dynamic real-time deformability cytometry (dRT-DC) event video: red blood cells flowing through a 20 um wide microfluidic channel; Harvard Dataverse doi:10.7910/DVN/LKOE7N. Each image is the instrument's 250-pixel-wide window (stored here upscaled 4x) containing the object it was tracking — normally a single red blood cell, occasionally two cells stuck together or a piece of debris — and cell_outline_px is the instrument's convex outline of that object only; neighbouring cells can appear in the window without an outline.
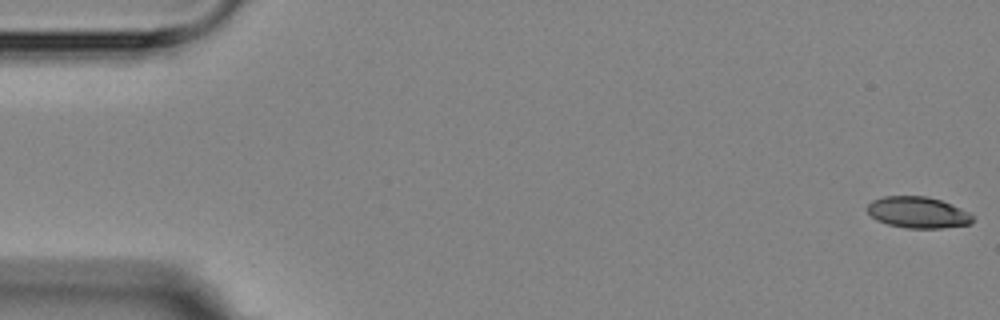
{"species": "Egyptian fruit bat (a non-hibernating species)", "species_latin": "Rousettus aegyptiacus", "temperature_condition": "room temperature", "stored_images_in_passage": 6, "camera_frame_rate_fps": 3000, "um_per_image_px": 0.085, "animal": {"sex": "female"}, "frame": {"image": 1, "passage_image": 1, "time_ms": 0.0, "image_size_px": [1000, 320], "cell_outline_px": [[972, 224], [940, 228], [908, 228], [888, 224], [876, 220], [864, 208], [872, 200], [884, 196], [924, 196], [940, 200], [952, 204], [968, 212], [972, 216]], "centroid_in_image_um": [77.99, 18.05], "position_along_channel_um": 7.0, "area_um2": 19.19}}
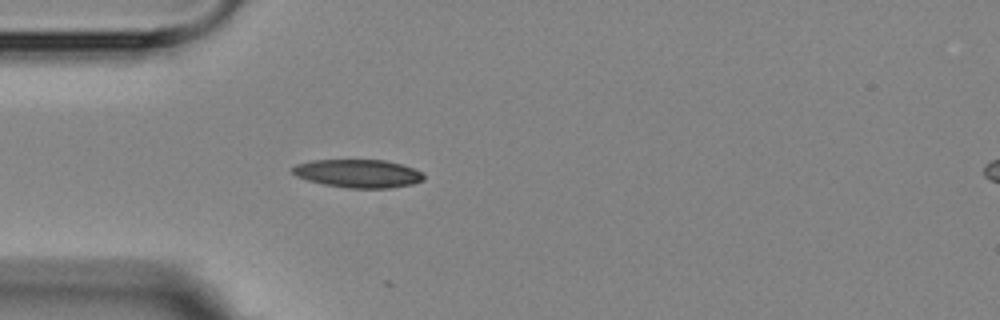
{"frame": {"image": 2, "passage_image": 5, "time_ms": 5.0, "image_size_px": [1000, 320], "cell_outline_px": [[424, 180], [412, 184], [392, 188], [348, 188], [324, 184], [308, 180], [296, 176], [292, 172], [292, 168], [296, 164], [312, 160], [384, 160], [400, 164], [412, 168], [420, 172], [424, 176]], "centroid_in_image_um": [30.43, 14.75], "position_along_channel_um": 54.6, "area_um2": 21.44}}